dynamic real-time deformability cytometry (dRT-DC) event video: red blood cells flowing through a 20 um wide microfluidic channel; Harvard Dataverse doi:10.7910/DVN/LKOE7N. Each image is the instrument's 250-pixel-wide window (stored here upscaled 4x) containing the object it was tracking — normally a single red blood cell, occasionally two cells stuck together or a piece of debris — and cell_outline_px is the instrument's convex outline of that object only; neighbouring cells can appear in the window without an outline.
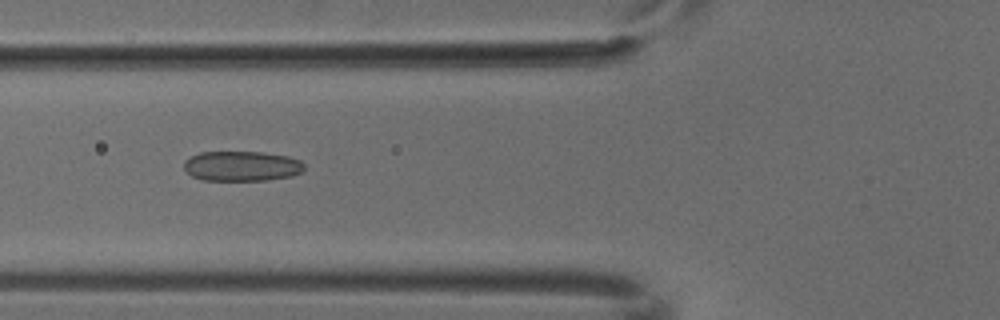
{"species": "common noctule bat (a hibernating species)", "species_latin": "Nyctalus noctula", "temperature_condition": "cold", "stored_images_in_passage": 6, "camera_frame_rate_fps": 3000, "um_per_image_px": 0.085, "animal": {"sex": "male", "body_mass_g": 18.8}, "frame": {"image": 1, "passage_image": 6, "time_ms": 1.667, "image_size_px": [1000, 320], "cell_outline_px": [[304, 168], [300, 172], [292, 176], [264, 180], [204, 180], [192, 176], [184, 168], [184, 160], [200, 152], [264, 152], [288, 156], [300, 160], [304, 164]], "centroid_in_image_um": [20.55, 14.11], "position_along_channel_um": 105.2, "area_um2": 20.98}}